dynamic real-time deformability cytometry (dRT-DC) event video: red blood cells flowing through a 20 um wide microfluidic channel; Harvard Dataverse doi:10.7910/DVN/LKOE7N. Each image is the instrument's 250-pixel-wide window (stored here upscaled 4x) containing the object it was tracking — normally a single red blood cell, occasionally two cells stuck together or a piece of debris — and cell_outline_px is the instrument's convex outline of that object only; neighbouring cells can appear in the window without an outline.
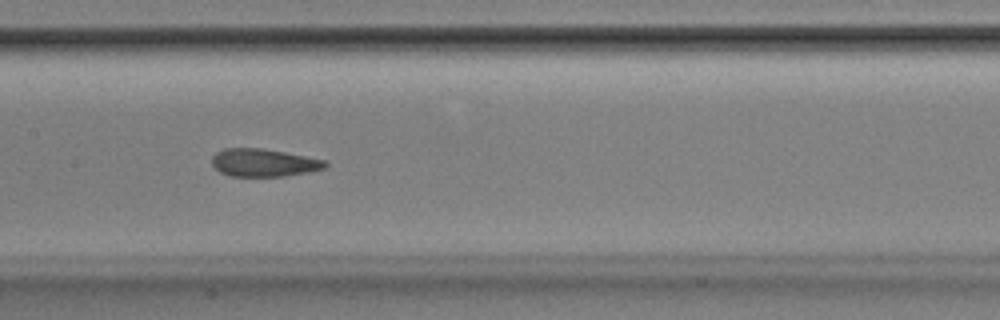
{"species": "Egyptian fruit bat (a non-hibernating species)", "species_latin": "Rousettus aegyptiacus", "temperature_condition": "room temperature", "stored_images_in_passage": 52, "camera_frame_rate_fps": 3000, "um_per_image_px": 0.085, "animal": {"sex": "male"}, "frame": {"image": 1, "passage_image": 26, "time_ms": 8.333, "image_size_px": [1000, 320], "cell_outline_px": [[328, 164], [324, 168], [308, 172], [284, 176], [228, 176], [220, 172], [212, 164], [212, 156], [216, 152], [224, 148], [264, 148], [328, 160]], "centroid_in_image_um": [22.42, 13.82], "position_along_channel_um": 185.0, "area_um2": 18.5}}
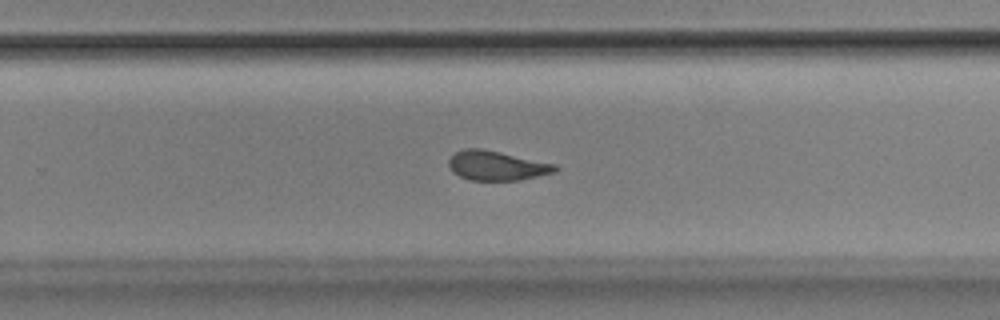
{"frame": {"image": 2, "passage_image": 34, "time_ms": 11.0, "image_size_px": [1000, 320], "cell_outline_px": [[560, 168], [556, 172], [520, 180], [468, 180], [452, 172], [448, 164], [448, 160], [456, 152], [464, 148], [480, 148], [500, 152], [556, 164]], "centroid_in_image_um": [42.23, 14.08], "position_along_channel_um": 287.6, "area_um2": 18.32}}
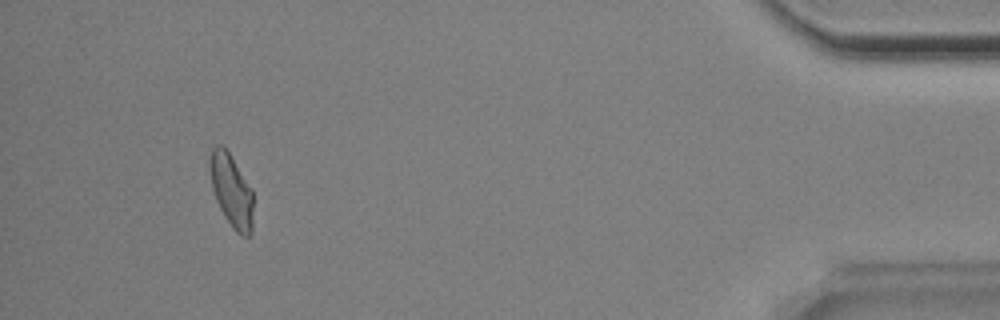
{"frame": {"image": 3, "passage_image": 49, "time_ms": 16.0, "image_size_px": [1000, 320], "cell_outline_px": [[252, 232], [248, 236], [244, 236], [236, 232], [232, 228], [224, 216], [216, 200], [212, 188], [208, 168], [208, 156], [212, 148], [216, 144], [224, 144], [252, 188]], "centroid_in_image_um": [19.63, 16.13], "position_along_channel_um": 415.6, "area_um2": 18.84}, "authors_computed_cell_mechanics": {"area_um2": 19.074, "velocity_mm_per_s": 3.8646, "shape_relaxation_time_tau1_ms": null, "shape_relaxation_time_tau2_ms": 1.7428, "deformation_change_tau1": null, "deformation_change_tau2": 0.0667}}